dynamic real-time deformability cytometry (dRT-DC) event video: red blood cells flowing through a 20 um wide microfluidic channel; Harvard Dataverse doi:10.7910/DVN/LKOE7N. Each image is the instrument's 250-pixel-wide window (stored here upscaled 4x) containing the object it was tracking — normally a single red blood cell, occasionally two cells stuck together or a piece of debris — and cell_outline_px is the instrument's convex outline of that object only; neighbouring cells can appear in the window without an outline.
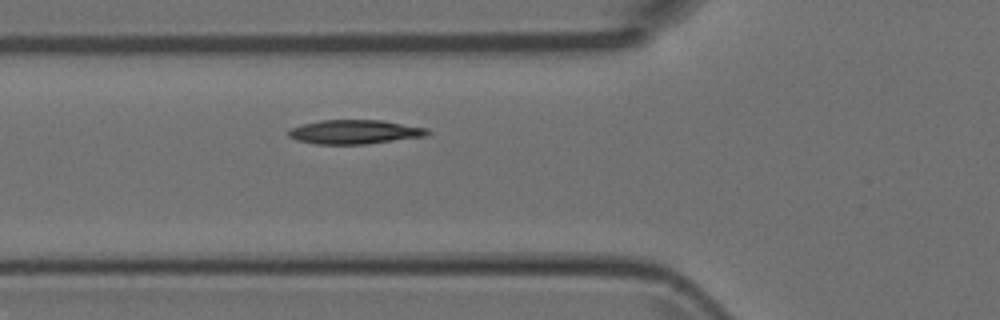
{"species": "Egyptian fruit bat (a non-hibernating species)", "species_latin": "Rousettus aegyptiacus", "temperature_condition": "room temperature", "stored_images_in_passage": 4, "camera_frame_rate_fps": 3000, "um_per_image_px": 0.085, "animal": {"sex": "female"}, "frame": {"image": 1, "passage_image": 4, "time_ms": 1.0, "image_size_px": [1000, 320], "cell_outline_px": [[432, 132], [424, 136], [368, 144], [316, 144], [296, 140], [288, 136], [288, 128], [300, 124], [320, 120], [380, 120], [428, 128]], "centroid_in_image_um": [30.1, 11.21], "position_along_channel_um": 95.7, "area_um2": 19.65}}